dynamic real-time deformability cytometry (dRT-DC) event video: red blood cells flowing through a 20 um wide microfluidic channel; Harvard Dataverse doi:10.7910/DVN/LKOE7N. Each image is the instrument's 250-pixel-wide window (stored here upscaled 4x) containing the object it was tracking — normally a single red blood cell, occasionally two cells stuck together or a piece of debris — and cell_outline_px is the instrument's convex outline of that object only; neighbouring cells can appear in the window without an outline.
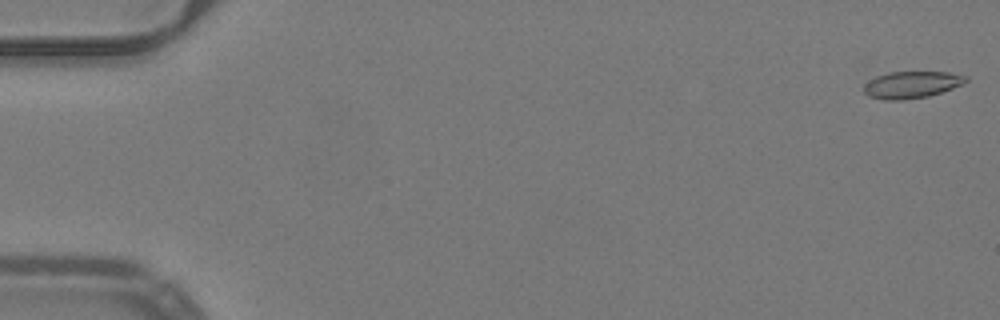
{"species": "common noctule bat (a hibernating species)", "species_latin": "Nyctalus noctula", "temperature_condition": "warm", "stored_images_in_passage": 52, "camera_frame_rate_fps": 3000, "um_per_image_px": 0.085, "animal": {"sex": "male", "body_mass_g": 19.2, "forearm_length_mm": 51.8}, "frame": {"image": 1, "passage_image": 1, "time_ms": 0.0, "image_size_px": [1000, 320], "cell_outline_px": [[968, 80], [964, 84], [928, 96], [904, 100], [884, 100], [868, 96], [864, 92], [864, 84], [868, 80], [876, 76], [888, 72], [948, 72], [968, 76]], "centroid_in_image_um": [77.47, 7.2], "position_along_channel_um": 7.5, "area_um2": 16.07}}
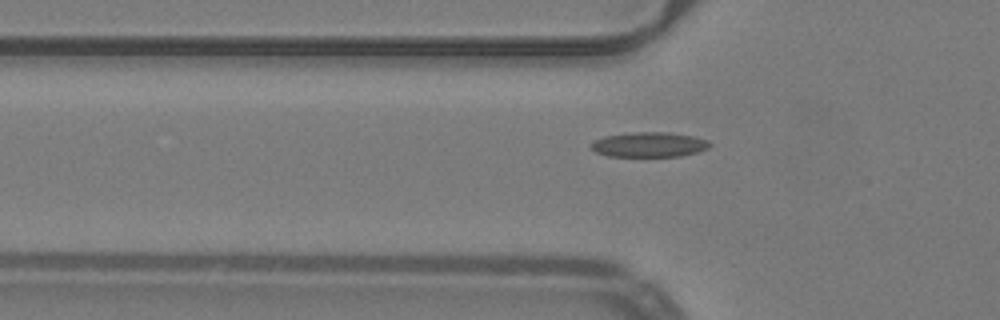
{"frame": {"image": 2, "passage_image": 18, "time_ms": 5.667, "image_size_px": [1000, 320], "cell_outline_px": [[712, 144], [708, 148], [696, 152], [680, 156], [608, 156], [596, 152], [588, 144], [592, 140], [604, 136], [632, 132], [668, 132], [696, 136], [708, 140]], "centroid_in_image_um": [55.16, 12.28], "position_along_channel_um": 70.6, "area_um2": 17.4}}
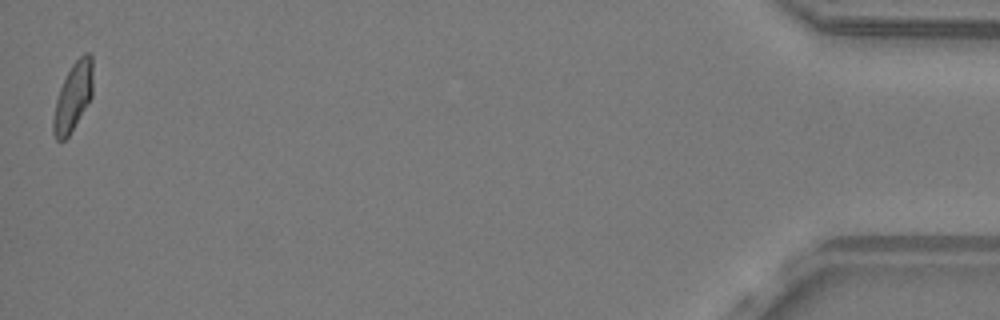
{"frame": {"image": 3, "passage_image": 52, "time_ms": 17.0, "image_size_px": [1000, 320], "cell_outline_px": [[92, 96], [68, 136], [64, 140], [56, 140], [52, 132], [52, 120], [56, 100], [60, 88], [72, 64], [84, 52], [88, 52], [92, 56]], "centroid_in_image_um": [6.2, 8.22], "position_along_channel_um": 429.0, "area_um2": 15.55}, "authors_computed_cell_mechanics": {"area_um2": 16.184, "velocity_mm_per_s": 4.0038, "shape_relaxation_time_tau1_ms": null, "shape_relaxation_time_tau2_ms": 1.5571, "deformation_change_tau1": null, "deformation_change_tau2": 0.0584}}